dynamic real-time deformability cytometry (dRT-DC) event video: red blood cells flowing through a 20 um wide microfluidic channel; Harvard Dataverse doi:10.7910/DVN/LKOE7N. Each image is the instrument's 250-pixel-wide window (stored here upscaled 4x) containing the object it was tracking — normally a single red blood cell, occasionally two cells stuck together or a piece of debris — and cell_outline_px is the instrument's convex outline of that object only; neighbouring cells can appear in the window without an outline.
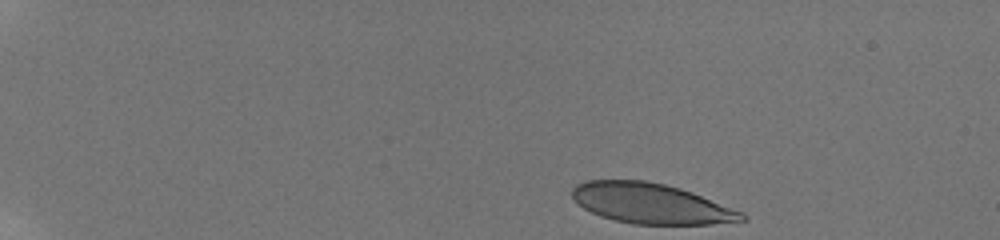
{"species": "human", "species_latin": "Homo sapiens", "temperature_condition": "room temperature", "stored_images_in_passage": 44, "camera_frame_rate_fps": 3000, "um_per_image_px": 0.085, "donor": {"sex": "male"}, "frame": {"image": 1, "passage_image": 1, "time_ms": 0.0, "image_size_px": [1000, 240], "cell_outline_px": [[748, 220], [712, 224], [632, 224], [600, 216], [584, 208], [572, 196], [572, 188], [576, 184], [588, 180], [644, 180], [664, 184], [680, 188], [692, 192], [744, 212], [748, 216]], "centroid_in_image_um": [55.37, 17.3], "position_along_channel_um": 29.6, "area_um2": 39.77}}
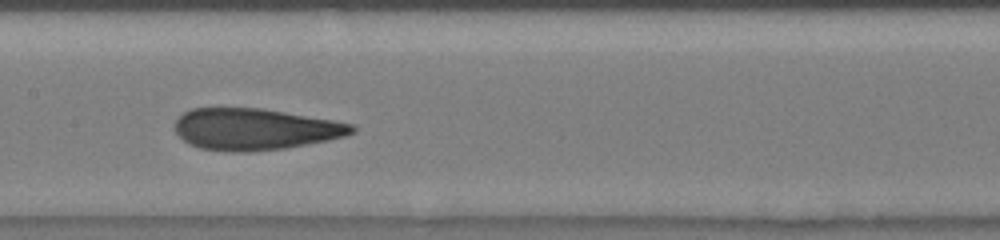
{"frame": {"image": 2, "passage_image": 23, "time_ms": 7.333, "image_size_px": [1000, 240], "cell_outline_px": [[356, 132], [344, 136], [328, 140], [284, 148], [248, 152], [236, 152], [200, 148], [184, 140], [172, 128], [176, 120], [184, 112], [192, 108], [260, 108], [332, 120], [352, 124], [356, 128]], "centroid_in_image_um": [21.65, 10.98], "position_along_channel_um": 185.7, "area_um2": 42.54}}
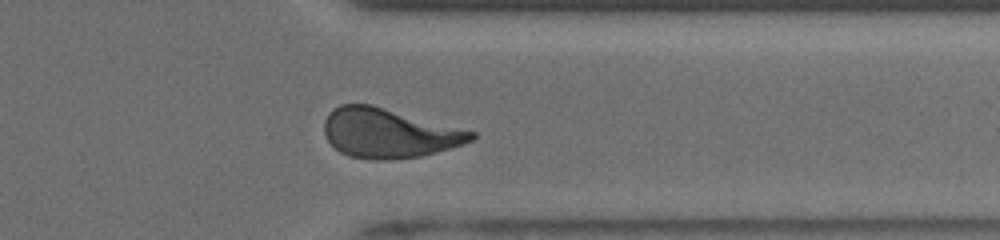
{"frame": {"image": 3, "passage_image": 38, "time_ms": 12.333, "image_size_px": [1000, 240], "cell_outline_px": [[476, 136], [472, 140], [448, 148], [420, 156], [384, 160], [372, 160], [348, 156], [340, 152], [328, 140], [324, 132], [324, 120], [328, 112], [332, 108], [340, 104], [372, 104], [476, 132]], "centroid_in_image_um": [32.99, 11.3], "position_along_channel_um": 378.4, "area_um2": 42.19}, "authors_computed_cell_mechanics": {"area_um2": 42.483, "velocity_mm_per_s": 3.8554, "shape_relaxation_time_tau1_ms": 10.1998, "shape_relaxation_time_tau2_ms": 1.1397, "deformation_change_tau1": 0.276, "deformation_change_tau2": 0.0791}}